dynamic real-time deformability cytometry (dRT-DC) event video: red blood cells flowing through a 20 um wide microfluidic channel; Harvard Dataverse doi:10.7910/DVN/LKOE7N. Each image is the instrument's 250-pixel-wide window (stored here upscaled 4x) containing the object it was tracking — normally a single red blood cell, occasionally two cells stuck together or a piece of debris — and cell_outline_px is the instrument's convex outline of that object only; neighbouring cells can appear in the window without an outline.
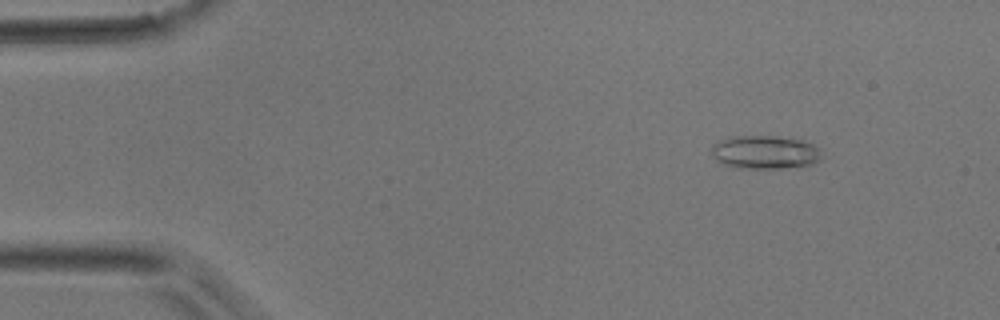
{"species": "common noctule bat (a hibernating species)", "species_latin": "Nyctalus noctula", "temperature_condition": "room temperature", "stored_images_in_passage": 48, "camera_frame_rate_fps": 3000, "um_per_image_px": 0.085, "animal": {"sex": "male", "body_mass_g": 17.9}, "frame": {"image": 1, "passage_image": 6, "time_ms": 1.667, "image_size_px": [1000, 320], "cell_outline_px": [[820, 160], [812, 164], [780, 168], [740, 168], [724, 164], [716, 160], [712, 156], [712, 144], [720, 140], [732, 136], [776, 136], [804, 140], [820, 148]], "centroid_in_image_um": [65.01, 12.93], "position_along_channel_um": 20.0, "area_um2": 21.44}}
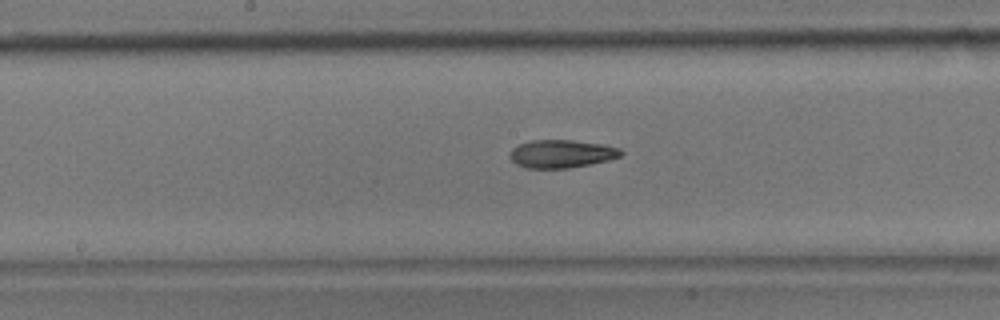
{"frame": {"image": 2, "passage_image": 25, "time_ms": 8.0, "image_size_px": [1000, 320], "cell_outline_px": [[624, 152], [620, 156], [608, 160], [568, 168], [524, 168], [516, 164], [508, 156], [512, 148], [520, 144], [532, 140], [572, 140], [604, 144], [620, 148]], "centroid_in_image_um": [47.72, 13.07], "position_along_channel_um": 200.5, "area_um2": 18.15}}
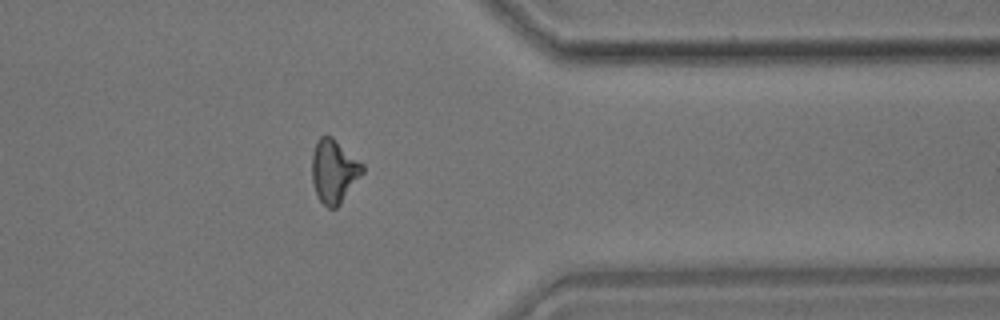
{"frame": {"image": 3, "passage_image": 39, "time_ms": 12.667, "image_size_px": [1000, 320], "cell_outline_px": [[364, 172], [340, 204], [336, 208], [328, 208], [320, 200], [316, 192], [312, 180], [312, 152], [316, 140], [320, 136], [332, 136], [364, 164]], "centroid_in_image_um": [28.39, 14.52], "position_along_channel_um": 383.0, "area_um2": 18.73}}